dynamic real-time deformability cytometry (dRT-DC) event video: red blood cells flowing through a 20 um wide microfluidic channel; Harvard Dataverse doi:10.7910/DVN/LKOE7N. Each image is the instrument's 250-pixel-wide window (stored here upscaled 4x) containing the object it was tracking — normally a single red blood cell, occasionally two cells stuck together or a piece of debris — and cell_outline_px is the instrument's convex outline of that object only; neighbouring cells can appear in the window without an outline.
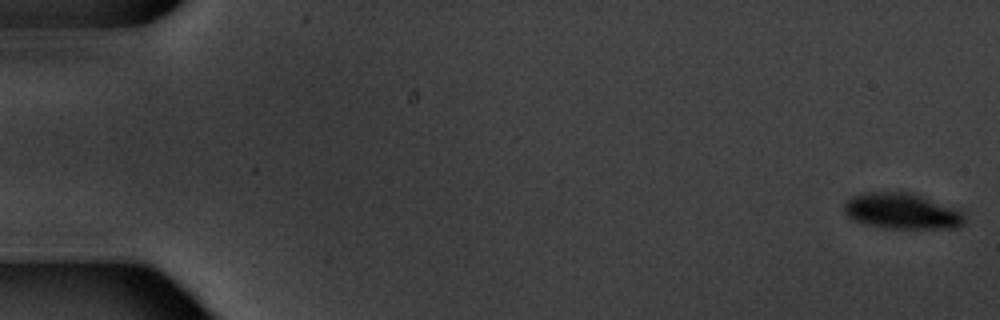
{"species": "common noctule bat (a hibernating species)", "species_latin": "Nyctalus noctula", "temperature_condition": "warm", "stored_images_in_passage": 6, "camera_frame_rate_fps": 3000, "um_per_image_px": 0.085, "animal": {"sex": "male", "body_mass_g": 20.1, "forearm_length_mm": 53.5}, "frame": {"image": 1, "passage_image": 1, "time_ms": 0.0, "image_size_px": [1000, 320], "cell_outline_px": [[964, 224], [960, 228], [884, 228], [868, 224], [856, 220], [848, 216], [844, 212], [844, 204], [852, 196], [860, 192], [912, 192], [964, 212]], "centroid_in_image_um": [76.67, 17.94], "position_along_channel_um": 8.3, "area_um2": 25.09}}
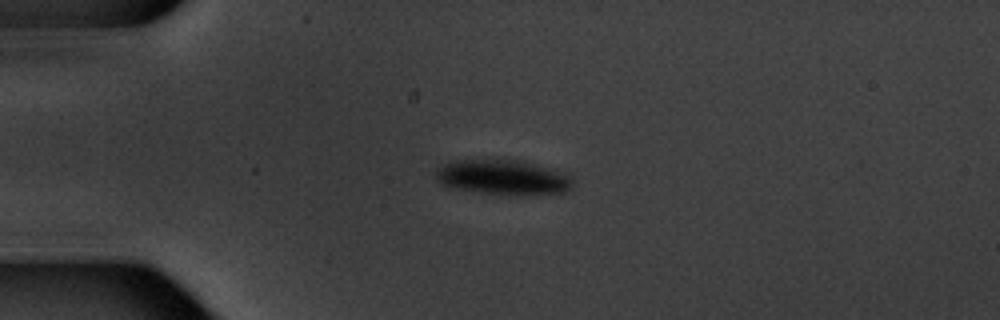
{"frame": {"image": 2, "passage_image": 5, "time_ms": 4.667, "image_size_px": [1000, 320], "cell_outline_px": [[572, 188], [564, 192], [524, 196], [512, 196], [456, 188], [440, 184], [436, 180], [436, 168], [452, 160], [524, 160], [564, 168], [572, 172]], "centroid_in_image_um": [42.92, 15.05], "position_along_channel_um": 42.1, "area_um2": 29.07}}